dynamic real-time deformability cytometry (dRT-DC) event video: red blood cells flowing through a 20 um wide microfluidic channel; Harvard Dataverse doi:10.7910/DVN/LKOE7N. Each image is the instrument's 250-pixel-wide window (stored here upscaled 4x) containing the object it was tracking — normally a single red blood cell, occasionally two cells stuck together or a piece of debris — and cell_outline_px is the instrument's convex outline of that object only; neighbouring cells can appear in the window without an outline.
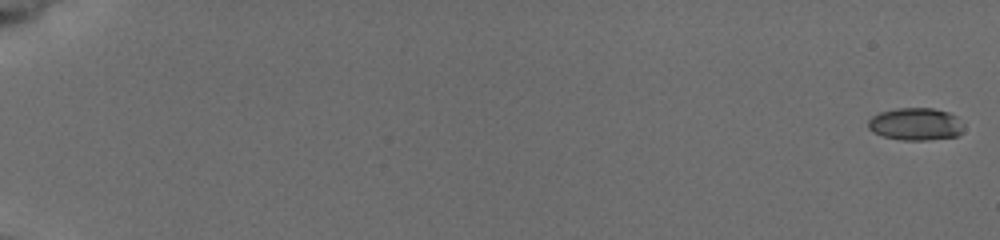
{"species": "common noctule bat (a hibernating species)", "species_latin": "Nyctalus noctula", "temperature_condition": "cold", "stored_images_in_passage": 13, "camera_frame_rate_fps": 3000, "um_per_image_px": 0.085, "animal": {"sex": "female", "body_mass_g": 19.5, "forearm_length_mm": 54.1}, "frame": {"image": 1, "passage_image": 1, "time_ms": 0.0, "image_size_px": [1000, 240], "cell_outline_px": [[964, 124], [960, 132], [956, 136], [928, 140], [900, 140], [884, 136], [872, 132], [868, 128], [868, 120], [872, 116], [880, 112], [896, 108], [932, 108], [948, 112], [956, 116]], "centroid_in_image_um": [77.81, 10.54], "position_along_channel_um": 7.2, "area_um2": 18.09}}
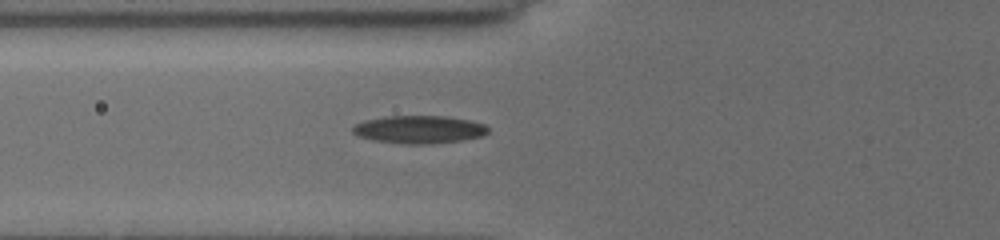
{"frame": {"image": 2, "passage_image": 9, "time_ms": 7.667, "image_size_px": [1000, 240], "cell_outline_px": [[488, 132], [480, 136], [460, 140], [428, 144], [404, 144], [372, 140], [360, 136], [352, 132], [352, 128], [356, 124], [364, 120], [384, 116], [444, 116], [468, 120], [484, 124], [488, 128]], "centroid_in_image_um": [35.58, 11.0], "position_along_channel_um": 90.2, "area_um2": 21.79}}
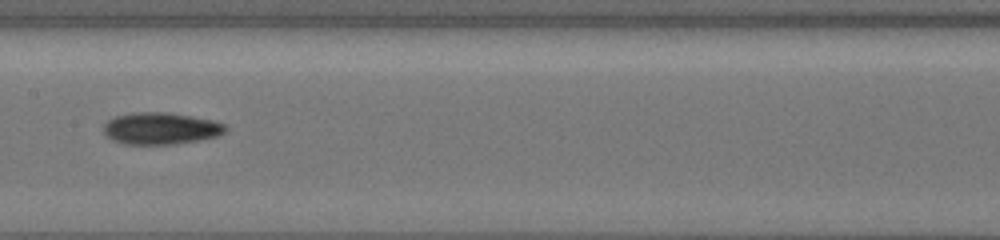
{"frame": {"image": 3, "passage_image": 12, "time_ms": 10.333, "image_size_px": [1000, 240], "cell_outline_px": [[228, 128], [220, 136], [176, 144], [124, 144], [112, 140], [104, 132], [104, 124], [108, 120], [116, 116], [132, 112], [168, 112], [212, 120], [224, 124]], "centroid_in_image_um": [13.67, 10.92], "position_along_channel_um": 193.7, "area_um2": 22.66}}